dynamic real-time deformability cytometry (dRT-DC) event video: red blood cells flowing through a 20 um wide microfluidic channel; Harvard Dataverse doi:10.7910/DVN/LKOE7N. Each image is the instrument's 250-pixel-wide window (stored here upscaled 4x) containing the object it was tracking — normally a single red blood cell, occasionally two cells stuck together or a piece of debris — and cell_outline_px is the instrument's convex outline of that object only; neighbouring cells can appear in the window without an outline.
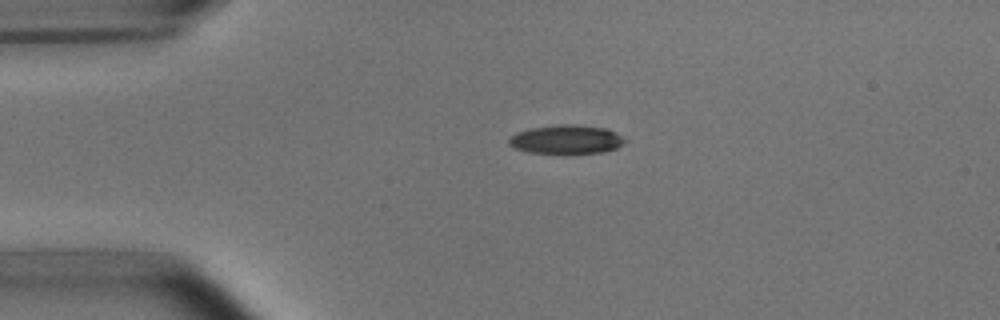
{"species": "common noctule bat (a hibernating species)", "species_latin": "Nyctalus noctula", "temperature_condition": "room temperature", "stored_images_in_passage": 2, "camera_frame_rate_fps": 3000, "um_per_image_px": 0.085, "animal": {"sex": "male", "body_mass_g": 15.6}, "frame": {"image": 1, "passage_image": 1, "time_ms": 0.0, "image_size_px": [1000, 320], "cell_outline_px": [[628, 140], [624, 144], [616, 148], [604, 152], [528, 152], [516, 148], [508, 144], [508, 140], [516, 132], [532, 128], [560, 124], [576, 124], [608, 128], [624, 136]], "centroid_in_image_um": [48.21, 11.82], "position_along_channel_um": 36.8, "area_um2": 19.36}}